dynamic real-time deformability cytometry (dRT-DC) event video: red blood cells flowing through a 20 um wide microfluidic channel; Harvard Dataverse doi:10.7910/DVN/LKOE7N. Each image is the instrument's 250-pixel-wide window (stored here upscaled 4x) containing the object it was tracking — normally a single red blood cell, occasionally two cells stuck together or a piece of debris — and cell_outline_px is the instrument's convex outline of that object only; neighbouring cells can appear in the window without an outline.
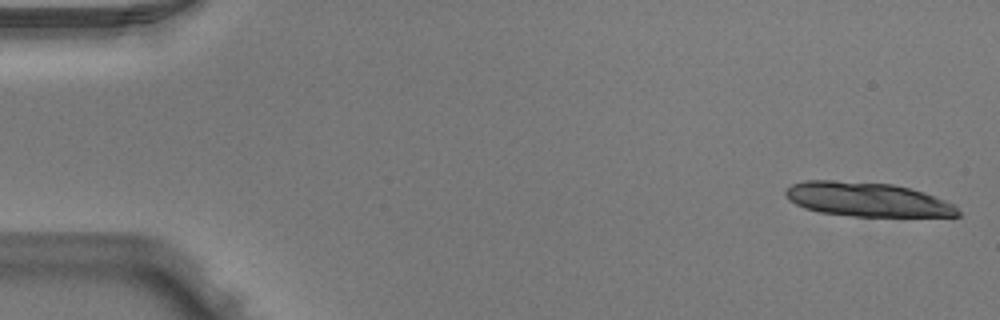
{"species": "Egyptian fruit bat (a non-hibernating species)", "species_latin": "Rousettus aegyptiacus", "temperature_condition": "warm", "stored_images_in_passage": 14, "camera_frame_rate_fps": 3000, "um_per_image_px": 0.085, "animal": {"sex": "male"}, "frame": {"image": 1, "passage_image": 1, "time_ms": 0.0, "image_size_px": [1000, 320], "cell_outline_px": [[960, 216], [852, 216], [820, 212], [804, 208], [788, 200], [784, 192], [784, 188], [792, 184], [804, 180], [832, 180], [892, 184], [924, 192], [956, 204], [960, 212]], "centroid_in_image_um": [73.7, 16.95], "position_along_channel_um": 11.3, "area_um2": 34.45}}